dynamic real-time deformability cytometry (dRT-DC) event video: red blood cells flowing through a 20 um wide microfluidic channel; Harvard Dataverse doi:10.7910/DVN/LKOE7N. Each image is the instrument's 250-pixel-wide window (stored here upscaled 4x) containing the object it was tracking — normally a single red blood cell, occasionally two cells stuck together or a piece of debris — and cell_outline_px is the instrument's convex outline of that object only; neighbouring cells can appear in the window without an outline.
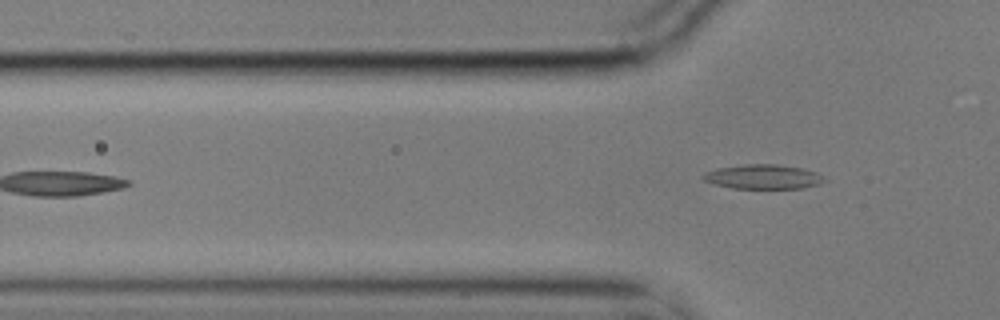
{"species": "common noctule bat (a hibernating species)", "species_latin": "Nyctalus noctula", "temperature_condition": "cold", "stored_images_in_passage": 5, "camera_frame_rate_fps": 3000, "um_per_image_px": 0.085, "animal": {"sex": "male", "body_mass_g": 17.9}, "frame": {"image": 1, "passage_image": 5, "time_ms": 1.333, "image_size_px": [1000, 320], "cell_outline_px": [[828, 180], [820, 184], [800, 188], [732, 188], [716, 184], [704, 180], [700, 176], [704, 172], [716, 168], [740, 164], [776, 164], [800, 168], [816, 172], [824, 176]], "centroid_in_image_um": [64.86, 15.01], "position_along_channel_um": 60.9, "area_um2": 17.34}}